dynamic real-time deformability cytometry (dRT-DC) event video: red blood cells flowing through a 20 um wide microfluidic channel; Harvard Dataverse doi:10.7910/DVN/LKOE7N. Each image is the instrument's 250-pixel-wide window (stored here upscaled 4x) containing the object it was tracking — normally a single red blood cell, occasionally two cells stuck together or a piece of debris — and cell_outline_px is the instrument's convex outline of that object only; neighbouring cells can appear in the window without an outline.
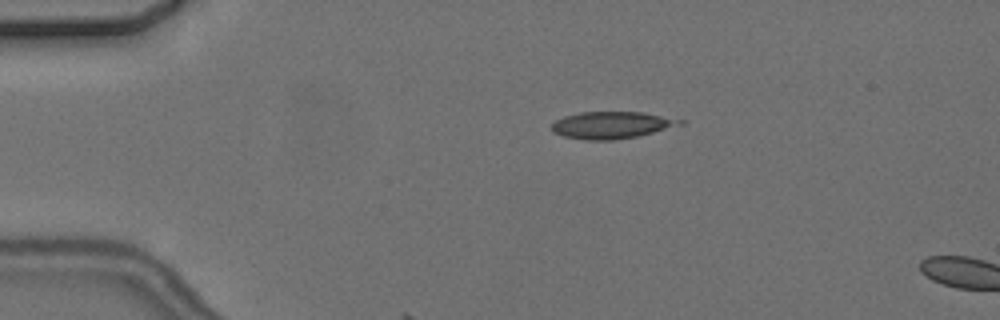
{"species": "common noctule bat (a hibernating species)", "species_latin": "Nyctalus noctula", "temperature_condition": "cold", "stored_images_in_passage": 2, "camera_frame_rate_fps": 3000, "um_per_image_px": 0.085, "animal": {"sex": "female", "body_mass_g": 24.6, "forearm_length_mm": 56.2}, "frame": {"image": 1, "passage_image": 1, "time_ms": 0.0, "image_size_px": [1000, 320], "cell_outline_px": [[688, 120], [684, 124], [636, 136], [616, 140], [584, 140], [564, 136], [552, 132], [552, 124], [556, 120], [564, 116], [580, 112], [644, 112]], "centroid_in_image_um": [52.02, 10.62], "position_along_channel_um": 33.0, "area_um2": 20.29}}